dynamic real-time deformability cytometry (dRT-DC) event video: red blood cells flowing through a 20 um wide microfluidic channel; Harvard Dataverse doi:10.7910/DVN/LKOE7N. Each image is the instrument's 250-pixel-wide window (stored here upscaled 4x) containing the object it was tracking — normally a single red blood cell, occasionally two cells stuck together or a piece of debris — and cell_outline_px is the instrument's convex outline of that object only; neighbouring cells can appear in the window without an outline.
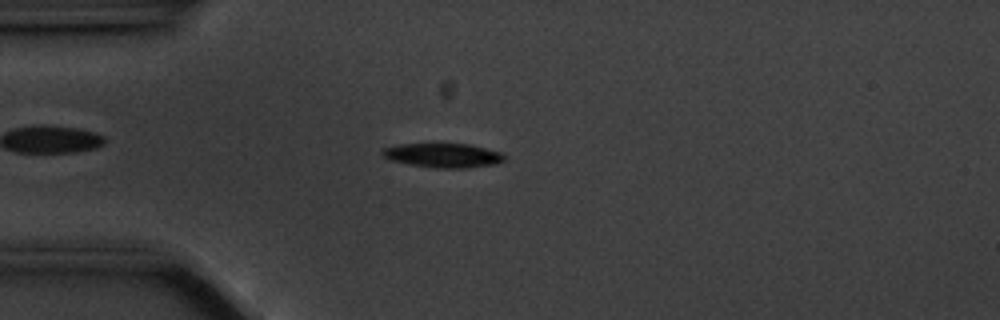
{"species": "common noctule bat (a hibernating species)", "species_latin": "Nyctalus noctula", "temperature_condition": "cold", "stored_images_in_passage": 55, "camera_frame_rate_fps": 3000, "um_per_image_px": 0.085, "animal": {"sex": "male", "body_mass_g": 20.1, "forearm_length_mm": 53.5}, "frame": {"image": 1, "passage_image": 13, "time_ms": 4.0, "image_size_px": [1000, 320], "cell_outline_px": [[504, 160], [496, 164], [464, 168], [436, 168], [412, 164], [392, 160], [384, 156], [380, 152], [384, 148], [400, 144], [468, 144], [500, 152], [504, 156]], "centroid_in_image_um": [37.67, 13.21], "position_along_channel_um": 47.3, "area_um2": 16.88}}
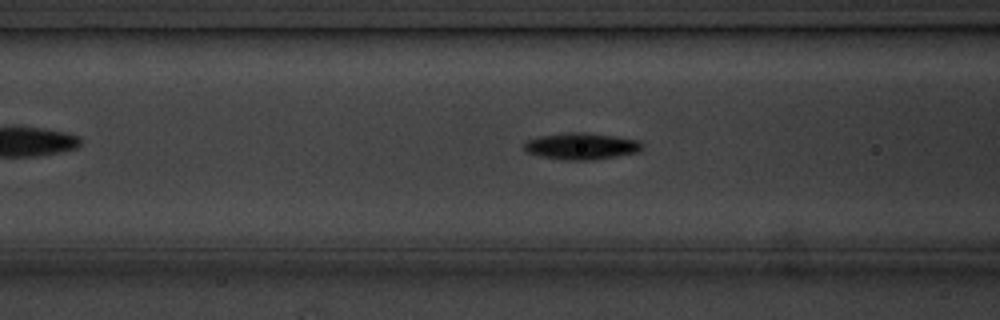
{"frame": {"image": 2, "passage_image": 20, "time_ms": 6.333, "image_size_px": [1000, 320], "cell_outline_px": [[644, 148], [636, 152], [616, 156], [592, 160], [564, 160], [540, 156], [528, 152], [524, 148], [524, 144], [528, 140], [536, 136], [568, 132], [584, 132], [616, 136], [640, 140]], "centroid_in_image_um": [49.42, 12.41], "position_along_channel_um": 117.2, "area_um2": 18.38}}
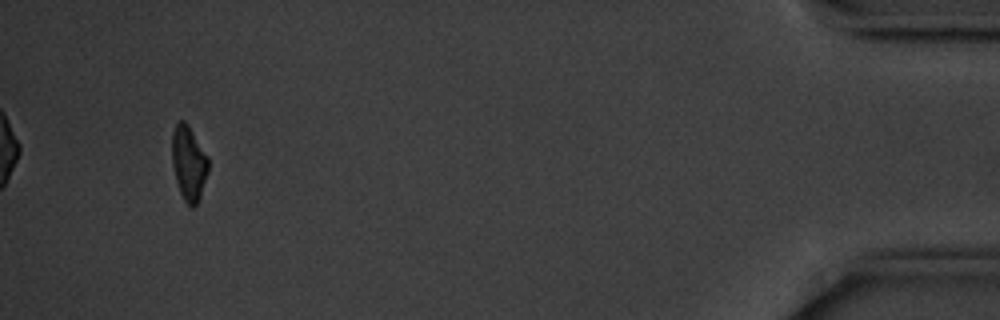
{"frame": {"image": 3, "passage_image": 52, "time_ms": 17.0, "image_size_px": [1000, 320], "cell_outline_px": [[208, 172], [200, 196], [196, 204], [192, 208], [184, 200], [180, 192], [176, 180], [172, 164], [172, 132], [176, 120], [184, 120], [188, 124], [208, 156]], "centroid_in_image_um": [16.03, 13.81], "position_along_channel_um": 419.2, "area_um2": 15.84}, "authors_computed_cell_mechanics": {"area_um2": 16.5886, "velocity_mm_per_s": 3.5272, "shape_relaxation_time_tau1_ms": 3.3532, "shape_relaxation_time_tau2_ms": null, "deformation_change_tau1": 0.1609, "deformation_change_tau2": null}}